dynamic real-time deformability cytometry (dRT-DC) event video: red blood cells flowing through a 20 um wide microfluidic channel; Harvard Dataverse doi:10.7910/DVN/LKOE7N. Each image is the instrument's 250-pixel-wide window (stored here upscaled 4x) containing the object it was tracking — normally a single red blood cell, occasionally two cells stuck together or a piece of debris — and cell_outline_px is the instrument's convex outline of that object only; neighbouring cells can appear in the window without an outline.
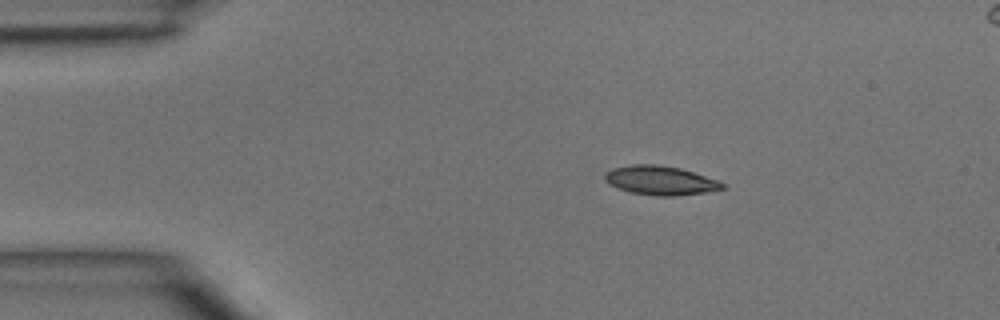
{"species": "common noctule bat (a hibernating species)", "species_latin": "Nyctalus noctula", "temperature_condition": "room temperature", "stored_images_in_passage": 6, "camera_frame_rate_fps": 3000, "um_per_image_px": 0.085, "animal": {"sex": "male", "body_mass_g": 15.6}, "frame": {"image": 1, "passage_image": 3, "time_ms": 2.333, "image_size_px": [1000, 320], "cell_outline_px": [[724, 188], [704, 192], [676, 196], [656, 196], [632, 192], [608, 184], [604, 180], [604, 176], [612, 168], [632, 164], [656, 164], [680, 168], [716, 180], [724, 184]], "centroid_in_image_um": [56.09, 15.33], "position_along_channel_um": 28.9, "area_um2": 19.59}}